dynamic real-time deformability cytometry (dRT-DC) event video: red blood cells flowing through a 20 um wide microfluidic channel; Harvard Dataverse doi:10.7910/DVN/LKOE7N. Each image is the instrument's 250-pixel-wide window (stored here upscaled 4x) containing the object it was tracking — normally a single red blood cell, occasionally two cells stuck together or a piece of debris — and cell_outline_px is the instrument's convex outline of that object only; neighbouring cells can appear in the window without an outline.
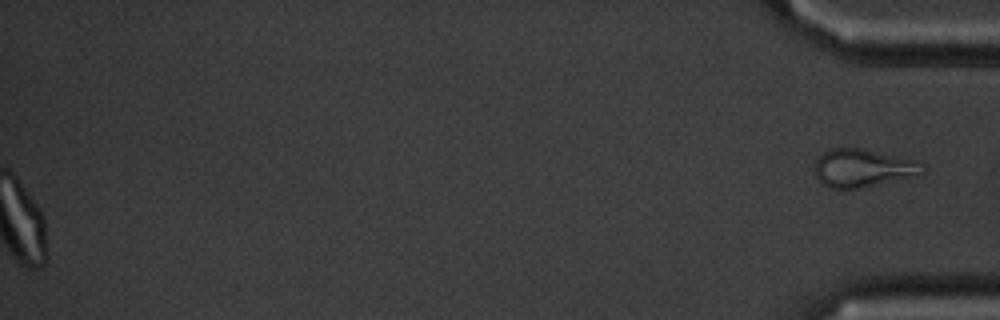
{"species": "common noctule bat (a hibernating species)", "species_latin": "Nyctalus noctula", "temperature_condition": "cold", "stored_images_in_passage": 57, "segment_of_instrument_passage": [2, 2], "camera_frame_rate_fps": 3000, "um_per_image_px": 0.085, "animal": {"sex": "male", "body_mass_g": 20.1, "forearm_length_mm": 53.5}, "frame": {"image": 1, "passage_image": 57, "time_ms": 18.667, "image_size_px": [1000, 320], "cell_outline_px": [[924, 172], [908, 176], [856, 188], [832, 188], [824, 184], [816, 176], [816, 160], [824, 152], [832, 148], [860, 148], [916, 160]], "centroid_in_image_um": [73.26, 14.25], "position_along_channel_um": 361.9, "area_um2": 22.72}}